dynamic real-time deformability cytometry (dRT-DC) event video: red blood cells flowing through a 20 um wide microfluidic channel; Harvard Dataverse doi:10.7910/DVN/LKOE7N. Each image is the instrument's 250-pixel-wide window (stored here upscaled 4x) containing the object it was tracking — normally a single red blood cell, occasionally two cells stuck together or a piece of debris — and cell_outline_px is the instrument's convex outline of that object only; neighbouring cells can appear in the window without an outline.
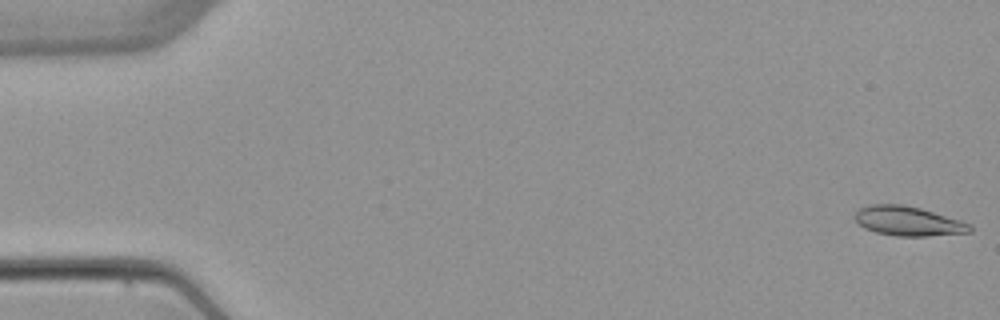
{"species": "common noctule bat (a hibernating species)", "species_latin": "Nyctalus noctula", "temperature_condition": "warm", "stored_images_in_passage": 5, "camera_frame_rate_fps": 3000, "um_per_image_px": 0.085, "animal": {"sex": "female", "body_mass_g": 22.7, "forearm_length_mm": 54.2}, "frame": {"image": 1, "passage_image": 1, "time_ms": 0.0, "image_size_px": [1000, 320], "cell_outline_px": [[972, 232], [928, 236], [896, 236], [876, 232], [864, 228], [852, 216], [860, 208], [868, 204], [904, 204], [920, 208], [960, 220], [972, 224]], "centroid_in_image_um": [77.19, 18.79], "position_along_channel_um": 7.8, "area_um2": 19.83}}
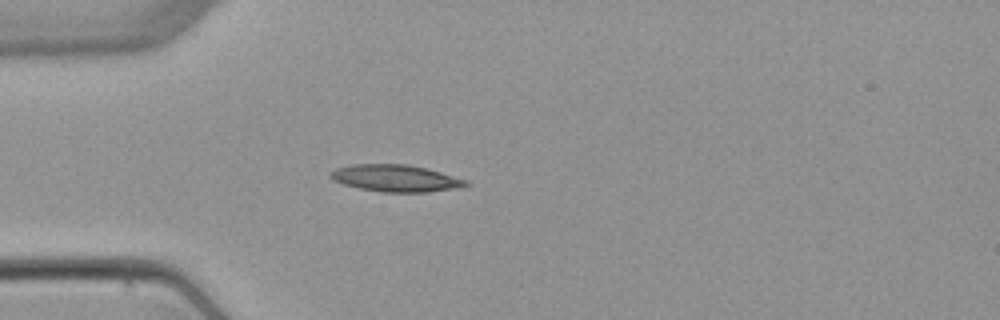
{"frame": {"image": 2, "passage_image": 5, "time_ms": 4.667, "image_size_px": [1000, 320], "cell_outline_px": [[468, 184], [460, 188], [428, 192], [384, 192], [360, 188], [344, 184], [332, 180], [328, 176], [328, 172], [336, 168], [352, 164], [408, 164], [440, 172], [468, 180]], "centroid_in_image_um": [33.6, 15.15], "position_along_channel_um": 51.4, "area_um2": 21.27}}